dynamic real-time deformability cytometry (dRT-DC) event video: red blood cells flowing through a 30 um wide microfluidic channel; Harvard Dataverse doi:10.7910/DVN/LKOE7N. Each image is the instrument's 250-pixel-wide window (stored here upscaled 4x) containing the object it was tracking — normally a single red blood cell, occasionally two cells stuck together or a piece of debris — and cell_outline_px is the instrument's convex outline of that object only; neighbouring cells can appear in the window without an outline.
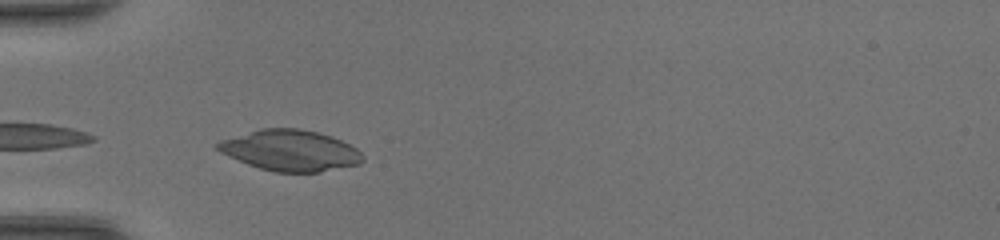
{"species": "common noctule bat (a hibernating species)", "species_latin": "Nyctalus noctula", "temperature_condition": "room temperature", "stored_images_in_passage": 22, "camera_frame_rate_fps": 3000, "um_per_image_px": 0.085, "animal": {"sex": "female", "body_mass_g": 20.0, "forearm_length_mm": 54.0}, "frame": {"image": 1, "passage_image": 4, "time_ms": 1.0, "image_size_px": [1000, 240], "cell_outline_px": [[364, 160], [360, 164], [320, 172], [276, 172], [260, 168], [248, 164], [228, 156], [220, 152], [216, 148], [216, 144], [220, 140], [260, 128], [300, 128], [332, 136], [356, 148], [364, 156]], "centroid_in_image_um": [24.68, 12.79], "position_along_channel_um": 60.3, "area_um2": 34.56}}